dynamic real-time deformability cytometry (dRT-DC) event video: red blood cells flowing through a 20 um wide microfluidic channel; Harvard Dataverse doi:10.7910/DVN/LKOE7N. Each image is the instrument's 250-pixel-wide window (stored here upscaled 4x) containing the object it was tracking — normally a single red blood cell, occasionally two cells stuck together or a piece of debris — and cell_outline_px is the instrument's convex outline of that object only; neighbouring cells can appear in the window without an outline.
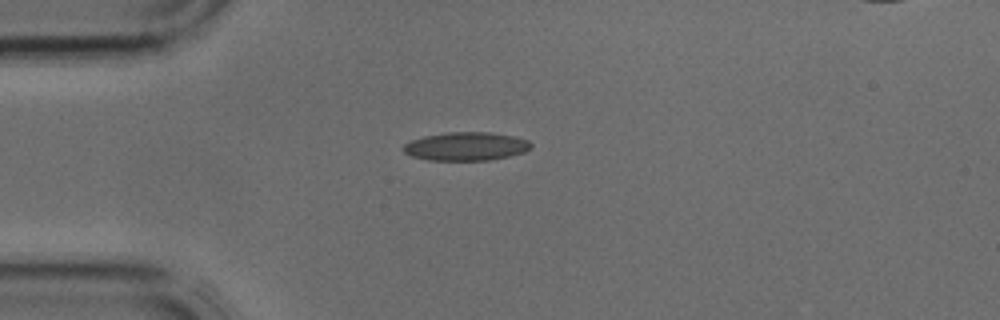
{"species": "common noctule bat (a hibernating species)", "species_latin": "Nyctalus noctula", "temperature_condition": "cold", "stored_images_in_passage": 2, "camera_frame_rate_fps": 3000, "um_per_image_px": 0.085, "animal": {"sex": "male", "body_mass_g": 17.9, "forearm_length_mm": 54.2}, "frame": {"image": 1, "passage_image": 1, "time_ms": 0.0, "image_size_px": [1000, 320], "cell_outline_px": [[532, 148], [524, 152], [508, 156], [488, 160], [428, 160], [412, 156], [404, 152], [400, 148], [404, 144], [412, 140], [424, 136], [448, 132], [492, 132], [512, 136], [528, 140], [532, 144]], "centroid_in_image_um": [39.6, 12.43], "position_along_channel_um": 45.4, "area_um2": 21.15}}